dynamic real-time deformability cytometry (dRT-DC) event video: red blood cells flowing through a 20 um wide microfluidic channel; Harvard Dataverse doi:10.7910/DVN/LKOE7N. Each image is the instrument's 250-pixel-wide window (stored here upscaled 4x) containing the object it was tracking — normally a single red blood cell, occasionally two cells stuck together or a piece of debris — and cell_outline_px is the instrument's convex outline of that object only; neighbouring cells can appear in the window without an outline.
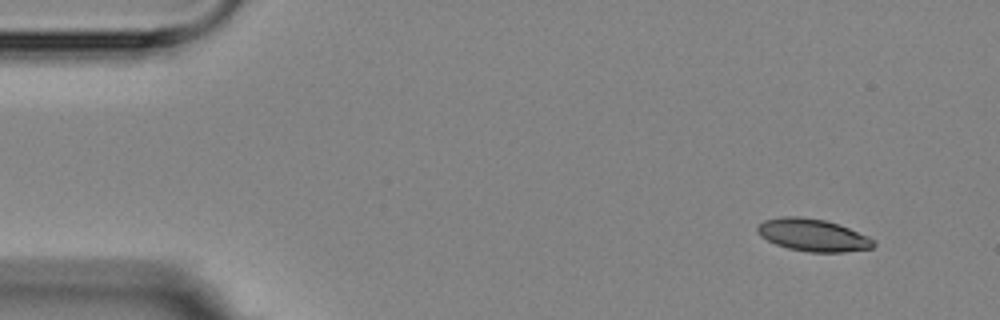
{"species": "Egyptian fruit bat (a non-hibernating species)", "species_latin": "Rousettus aegyptiacus", "temperature_condition": "room temperature", "stored_images_in_passage": 4, "camera_frame_rate_fps": 3000, "um_per_image_px": 0.085, "animal": {"sex": "female"}, "frame": {"image": 1, "passage_image": 1, "time_ms": 0.0, "image_size_px": [1000, 320], "cell_outline_px": [[876, 244], [872, 248], [844, 252], [808, 252], [788, 248], [776, 244], [760, 236], [756, 232], [756, 228], [764, 220], [784, 216], [800, 216], [824, 220], [848, 228], [868, 236]], "centroid_in_image_um": [69.07, 19.98], "position_along_channel_um": 15.9, "area_um2": 21.73}}